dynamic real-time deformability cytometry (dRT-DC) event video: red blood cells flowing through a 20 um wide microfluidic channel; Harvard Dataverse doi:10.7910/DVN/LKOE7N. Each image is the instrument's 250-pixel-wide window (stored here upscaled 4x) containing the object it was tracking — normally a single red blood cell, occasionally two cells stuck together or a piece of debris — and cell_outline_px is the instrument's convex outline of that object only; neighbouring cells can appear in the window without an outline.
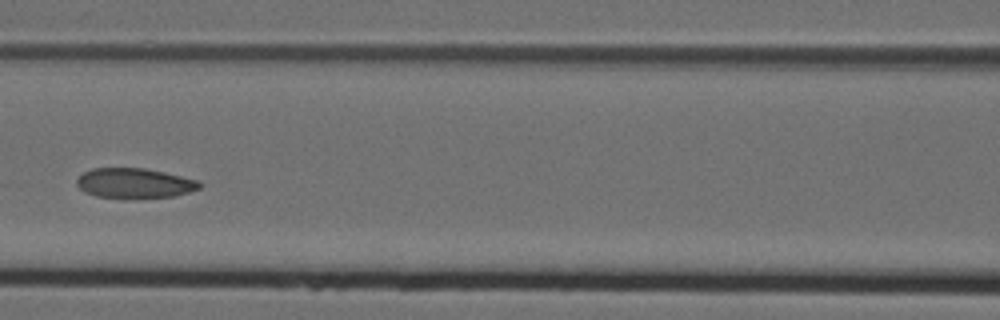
{"species": "Egyptian fruit bat (a non-hibernating species)", "species_latin": "Rousettus aegyptiacus", "temperature_condition": "cold", "stored_images_in_passage": 6, "camera_frame_rate_fps": 3000, "um_per_image_px": 0.085, "animal": {"sex": "female"}, "frame": {"image": 1, "passage_image": 6, "time_ms": 1.667, "image_size_px": [1000, 320], "cell_outline_px": [[204, 184], [200, 188], [188, 192], [172, 196], [96, 196], [84, 192], [76, 184], [76, 180], [84, 172], [92, 168], [144, 168], [164, 172], [200, 180]], "centroid_in_image_um": [11.46, 15.53], "position_along_channel_um": 155.1, "area_um2": 20.87}}